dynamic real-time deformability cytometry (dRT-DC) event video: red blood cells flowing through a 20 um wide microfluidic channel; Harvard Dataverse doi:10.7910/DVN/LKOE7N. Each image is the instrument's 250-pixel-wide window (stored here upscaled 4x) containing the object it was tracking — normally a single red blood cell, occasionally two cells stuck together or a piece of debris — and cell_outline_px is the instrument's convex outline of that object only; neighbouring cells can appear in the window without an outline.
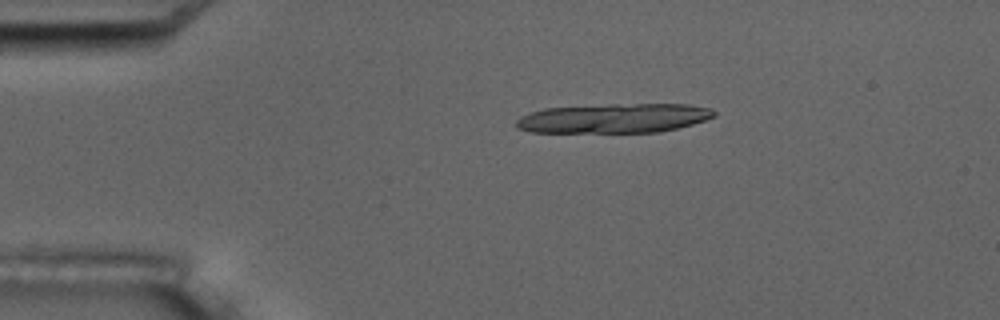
{"species": "common noctule bat (a hibernating species)", "species_latin": "Nyctalus noctula", "temperature_condition": "room temperature", "stored_images_in_passage": 4, "camera_frame_rate_fps": 3000, "um_per_image_px": 0.085, "animal": {"sex": "male", "body_mass_g": 17.5, "forearm_length_mm": 52.3}, "frame": {"image": 1, "passage_image": 3, "time_ms": 2.333, "image_size_px": [1000, 320], "cell_outline_px": [[716, 116], [692, 124], [660, 132], [532, 132], [516, 128], [516, 120], [520, 116], [544, 108], [608, 104], [688, 104], [712, 108], [716, 112]], "centroid_in_image_um": [52.19, 10.04], "position_along_channel_um": 32.8, "area_um2": 33.99}}